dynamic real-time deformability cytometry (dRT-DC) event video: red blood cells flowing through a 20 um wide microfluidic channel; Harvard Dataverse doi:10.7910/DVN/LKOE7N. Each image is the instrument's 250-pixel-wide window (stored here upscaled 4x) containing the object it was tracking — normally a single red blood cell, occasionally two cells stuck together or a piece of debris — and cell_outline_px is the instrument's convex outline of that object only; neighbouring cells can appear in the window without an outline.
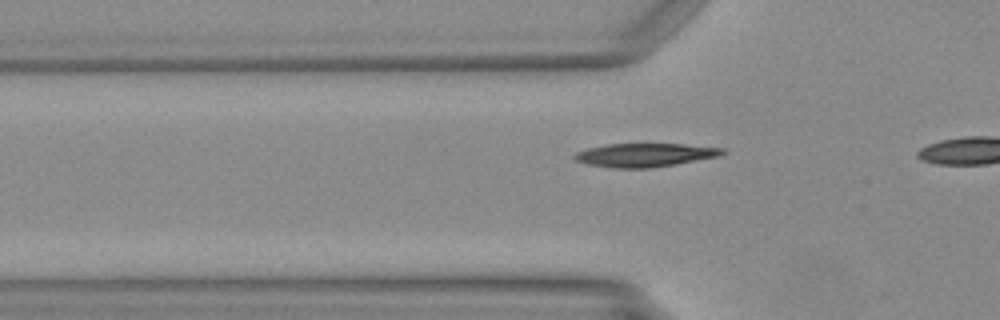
{"species": "Egyptian fruit bat (a non-hibernating species)", "species_latin": "Rousettus aegyptiacus", "temperature_condition": "warm", "stored_images_in_passage": 6, "camera_frame_rate_fps": 3000, "um_per_image_px": 0.085, "animal": {"sex": "female"}, "frame": {"image": 1, "passage_image": 4, "time_ms": 1.0, "image_size_px": [1000, 320], "cell_outline_px": [[728, 152], [720, 156], [676, 164], [648, 168], [612, 168], [588, 164], [576, 160], [572, 156], [576, 152], [588, 148], [608, 144], [684, 144], [728, 148]], "centroid_in_image_um": [54.88, 13.17], "position_along_channel_um": 70.9, "area_um2": 20.4}}